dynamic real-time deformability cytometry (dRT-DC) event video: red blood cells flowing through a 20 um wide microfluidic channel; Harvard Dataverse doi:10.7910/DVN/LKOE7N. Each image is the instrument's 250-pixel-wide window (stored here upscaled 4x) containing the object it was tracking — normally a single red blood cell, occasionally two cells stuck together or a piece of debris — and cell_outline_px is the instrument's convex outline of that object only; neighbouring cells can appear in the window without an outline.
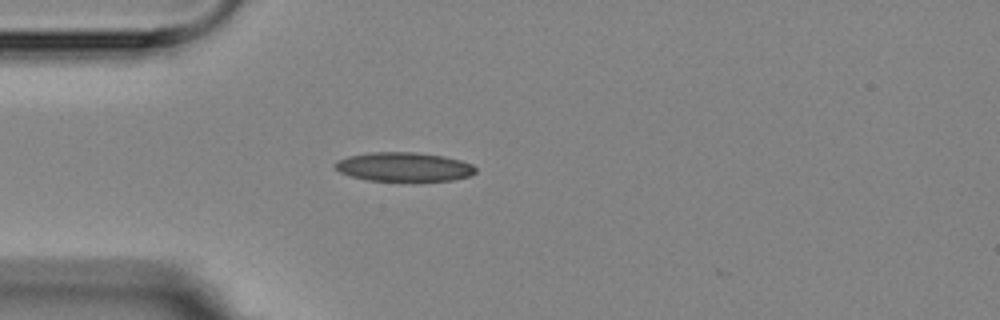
{"species": "Egyptian fruit bat (a non-hibernating species)", "species_latin": "Rousettus aegyptiacus", "temperature_condition": "room temperature", "stored_images_in_passage": 2, "camera_frame_rate_fps": 3000, "um_per_image_px": 0.085, "animal": {"sex": "female"}, "frame": {"image": 1, "passage_image": 1, "time_ms": 0.0, "image_size_px": [1000, 320], "cell_outline_px": [[476, 172], [468, 176], [452, 180], [368, 180], [352, 176], [340, 172], [332, 164], [336, 160], [348, 156], [372, 152], [416, 152], [444, 156], [460, 160], [472, 164], [476, 168]], "centroid_in_image_um": [34.31, 14.16], "position_along_channel_um": 50.7, "area_um2": 23.58}}